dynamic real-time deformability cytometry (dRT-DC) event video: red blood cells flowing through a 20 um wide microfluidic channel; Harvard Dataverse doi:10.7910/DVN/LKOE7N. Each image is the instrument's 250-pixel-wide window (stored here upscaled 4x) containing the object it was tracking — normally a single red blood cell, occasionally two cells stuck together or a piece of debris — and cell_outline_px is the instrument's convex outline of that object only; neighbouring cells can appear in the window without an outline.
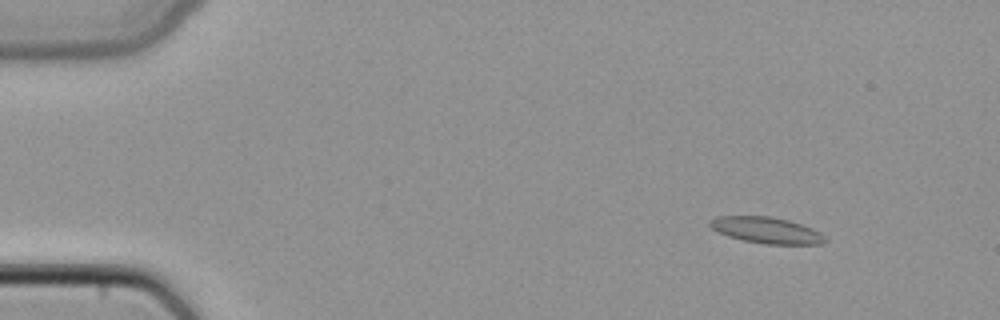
{"species": "common noctule bat (a hibernating species)", "species_latin": "Nyctalus noctula", "temperature_condition": "cold", "stored_images_in_passage": 50, "camera_frame_rate_fps": 3000, "um_per_image_px": 0.085, "animal": {"sex": "female", "body_mass_g": 22.7, "forearm_length_mm": 54.2}, "frame": {"image": 1, "passage_image": 7, "time_ms": 2.0, "image_size_px": [1000, 320], "cell_outline_px": [[828, 240], [820, 244], [764, 244], [744, 240], [728, 236], [712, 228], [708, 224], [708, 220], [716, 216], [768, 216], [788, 220], [812, 228], [820, 232]], "centroid_in_image_um": [65.14, 19.56], "position_along_channel_um": 19.9, "area_um2": 17.51}}
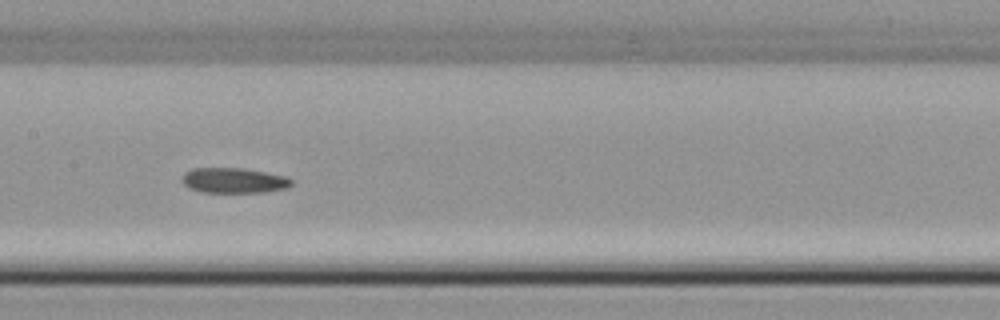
{"frame": {"image": 2, "passage_image": 26, "time_ms": 8.333, "image_size_px": [1000, 320], "cell_outline_px": [[292, 184], [288, 188], [264, 192], [204, 192], [188, 188], [180, 180], [180, 176], [184, 172], [192, 168], [244, 168], [288, 176], [292, 180]], "centroid_in_image_um": [19.86, 15.33], "position_along_channel_um": 187.5, "area_um2": 16.36}}
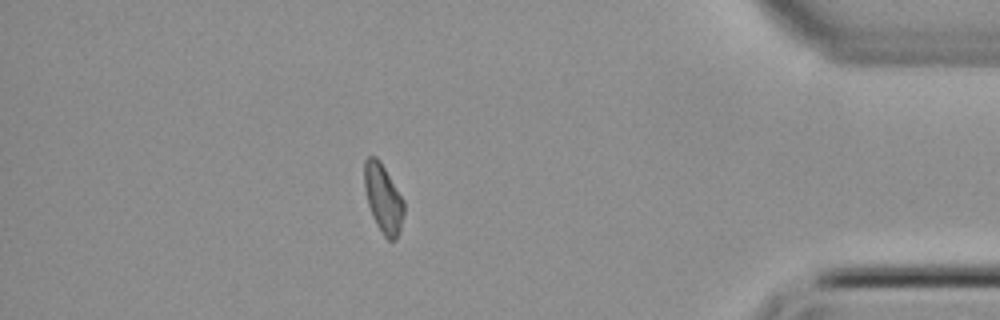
{"frame": {"image": 3, "passage_image": 44, "time_ms": 14.333, "image_size_px": [1000, 320], "cell_outline_px": [[404, 212], [400, 232], [396, 240], [388, 240], [384, 236], [376, 224], [372, 216], [368, 204], [364, 188], [364, 160], [368, 156], [376, 156], [380, 160], [404, 200]], "centroid_in_image_um": [32.57, 16.86], "position_along_channel_um": 402.6, "area_um2": 16.01}}